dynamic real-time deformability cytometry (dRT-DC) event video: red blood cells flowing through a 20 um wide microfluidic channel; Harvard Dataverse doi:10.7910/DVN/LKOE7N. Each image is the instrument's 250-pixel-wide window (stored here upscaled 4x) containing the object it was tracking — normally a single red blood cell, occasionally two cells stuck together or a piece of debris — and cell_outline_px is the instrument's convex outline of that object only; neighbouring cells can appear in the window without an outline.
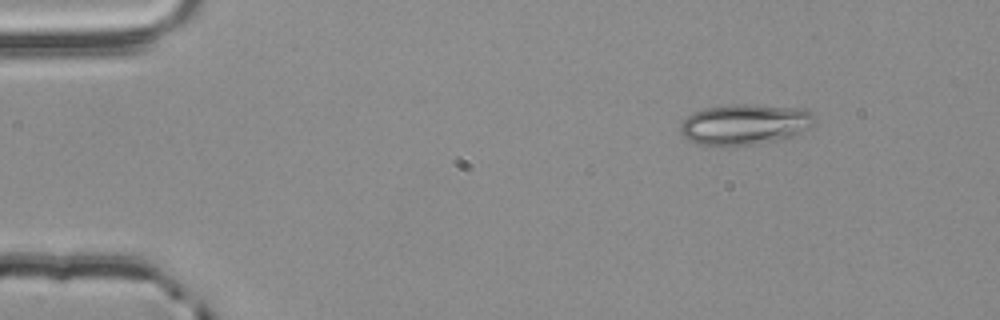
{"species": "common noctule bat (a hibernating species)", "species_latin": "Nyctalus noctula", "temperature_condition": "room temperature", "stored_images_in_passage": 48, "camera_frame_rate_fps": 3000, "um_per_image_px": 0.085, "animal": {"sex": "male", "body_mass_g": 20.4}, "frame": {"image": 1, "passage_image": 1, "time_ms": 0.0, "image_size_px": [1000, 320], "cell_outline_px": [[812, 124], [808, 128], [796, 136], [788, 140], [756, 144], [696, 144], [688, 140], [680, 132], [680, 124], [692, 112], [704, 108], [732, 104], [756, 104], [804, 108], [812, 112]], "centroid_in_image_um": [63.34, 10.56], "position_along_channel_um": 21.7, "area_um2": 32.02}}
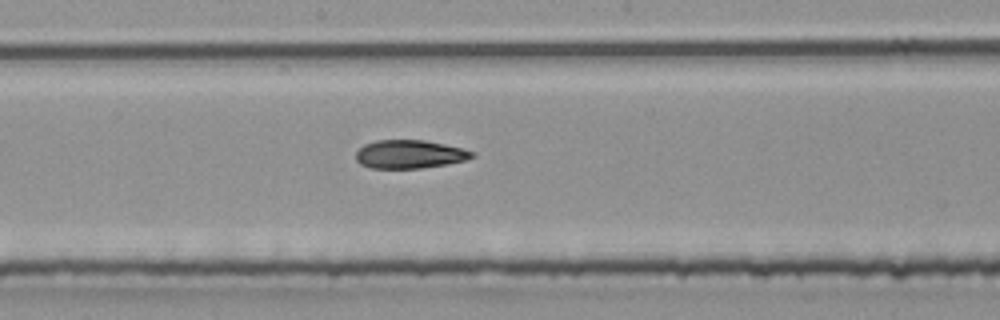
{"frame": {"image": 2, "passage_image": 23, "time_ms": 7.333, "image_size_px": [1000, 320], "cell_outline_px": [[476, 156], [464, 160], [444, 164], [420, 168], [368, 168], [360, 164], [356, 160], [356, 152], [364, 144], [376, 140], [424, 140], [464, 148], [476, 152]], "centroid_in_image_um": [34.81, 13.1], "position_along_channel_um": 213.4, "area_um2": 19.25}}
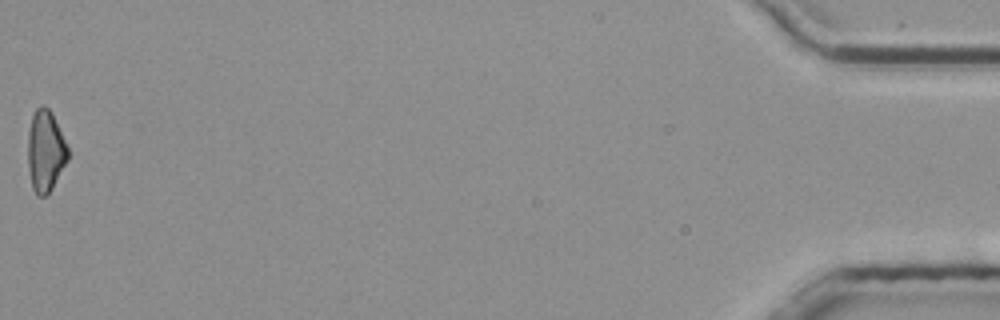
{"frame": {"image": 3, "passage_image": 48, "time_ms": 15.667, "image_size_px": [1000, 320], "cell_outline_px": [[68, 160], [52, 188], [44, 196], [36, 196], [32, 188], [28, 168], [28, 132], [32, 116], [36, 108], [40, 104], [44, 104], [52, 112], [68, 148]], "centroid_in_image_um": [3.85, 12.82], "position_along_channel_um": 431.3, "area_um2": 19.07}, "authors_computed_cell_mechanics": {"area_um2": 19.7098, "velocity_mm_per_s": 3.8697, "shape_relaxation_time_tau1_ms": null, "shape_relaxation_time_tau2_ms": 5.5175, "deformation_change_tau1": null, "deformation_change_tau2": 0.1477}}